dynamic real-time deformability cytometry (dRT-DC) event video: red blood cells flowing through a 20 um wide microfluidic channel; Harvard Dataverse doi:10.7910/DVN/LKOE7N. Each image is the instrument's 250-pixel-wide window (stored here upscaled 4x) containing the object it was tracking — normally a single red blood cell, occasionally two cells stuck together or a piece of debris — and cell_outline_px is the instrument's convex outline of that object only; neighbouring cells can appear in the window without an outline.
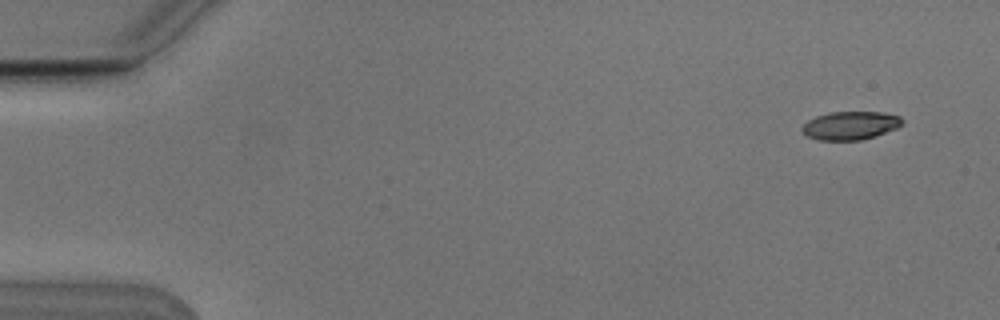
{"species": "Egyptian fruit bat (a non-hibernating species)", "species_latin": "Rousettus aegyptiacus", "temperature_condition": "cold", "stored_images_in_passage": 6, "camera_frame_rate_fps": 3000, "um_per_image_px": 0.085, "animal": {"sex": "male"}, "frame": {"image": 1, "passage_image": 1, "time_ms": 0.0, "image_size_px": [1000, 320], "cell_outline_px": [[904, 124], [896, 128], [876, 136], [860, 140], [820, 140], [808, 136], [800, 128], [808, 120], [816, 116], [828, 112], [884, 112], [900, 116], [904, 120]], "centroid_in_image_um": [72.31, 10.66], "position_along_channel_um": 12.7, "area_um2": 16.59}}
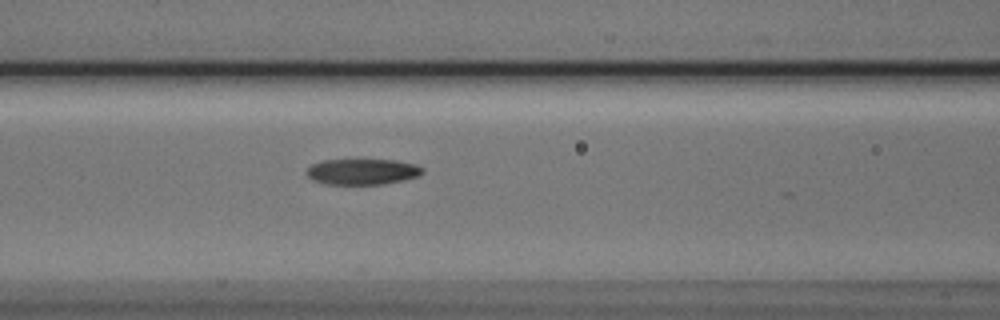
{"frame": {"image": 2, "passage_image": 6, "time_ms": 1.667, "image_size_px": [1000, 320], "cell_outline_px": [[424, 172], [420, 176], [404, 180], [384, 184], [328, 184], [312, 180], [308, 176], [308, 168], [312, 164], [324, 160], [396, 160], [416, 164], [424, 168]], "centroid_in_image_um": [30.87, 14.59], "position_along_channel_um": 135.7, "area_um2": 17.46}}